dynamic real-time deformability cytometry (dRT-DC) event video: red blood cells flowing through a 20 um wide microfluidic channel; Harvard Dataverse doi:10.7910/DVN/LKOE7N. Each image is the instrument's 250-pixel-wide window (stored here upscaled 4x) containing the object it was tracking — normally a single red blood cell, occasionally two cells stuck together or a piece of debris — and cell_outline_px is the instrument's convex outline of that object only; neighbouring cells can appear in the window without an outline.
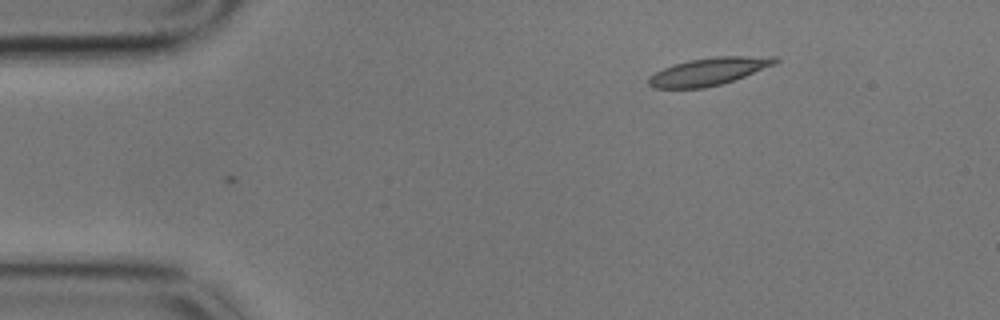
{"species": "common noctule bat (a hibernating species)", "species_latin": "Nyctalus noctula", "temperature_condition": "cold", "stored_images_in_passage": 2, "camera_frame_rate_fps": 3000, "um_per_image_px": 0.085, "animal": {"sex": "male", "body_mass_g": 17.9}, "frame": {"image": 1, "passage_image": 1, "time_ms": 0.0, "image_size_px": [1000, 320], "cell_outline_px": [[780, 60], [776, 64], [744, 76], [720, 84], [704, 88], [652, 88], [648, 84], [648, 76], [664, 68], [688, 60], [716, 56], [776, 56]], "centroid_in_image_um": [60.25, 6.07], "position_along_channel_um": 24.7, "area_um2": 20.23}}